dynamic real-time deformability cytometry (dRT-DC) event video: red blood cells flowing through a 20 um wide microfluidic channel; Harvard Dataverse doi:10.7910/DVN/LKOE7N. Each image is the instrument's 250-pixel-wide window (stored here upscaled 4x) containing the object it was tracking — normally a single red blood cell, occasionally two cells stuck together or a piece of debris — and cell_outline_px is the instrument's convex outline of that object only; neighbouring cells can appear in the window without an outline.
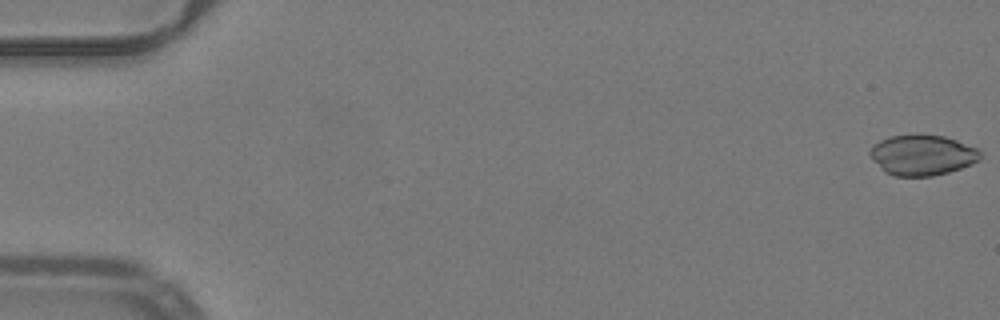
{"species": "common noctule bat (a hibernating species)", "species_latin": "Nyctalus noctula", "temperature_condition": "warm", "stored_images_in_passage": 52, "camera_frame_rate_fps": 3000, "um_per_image_px": 0.085, "animal": {"sex": "male", "body_mass_g": 19.2, "forearm_length_mm": 51.8}, "frame": {"image": 1, "passage_image": 1, "time_ms": 0.0, "image_size_px": [1000, 320], "cell_outline_px": [[980, 160], [972, 164], [948, 172], [932, 176], [896, 176], [884, 172], [872, 160], [868, 152], [872, 144], [888, 136], [916, 132], [920, 132], [944, 136], [956, 140], [976, 148], [980, 152]], "centroid_in_image_um": [78.34, 13.14], "position_along_channel_um": 6.7, "area_um2": 26.65}}
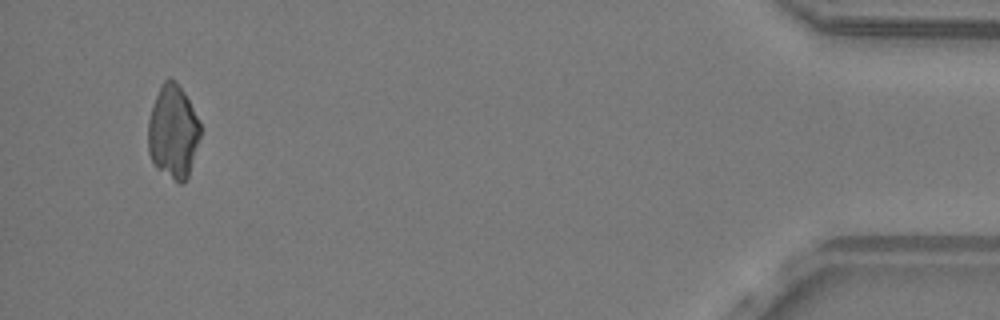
{"frame": {"image": 2, "passage_image": 50, "time_ms": 16.333, "image_size_px": [1000, 320], "cell_outline_px": [[200, 136], [188, 176], [184, 184], [180, 184], [156, 168], [148, 152], [148, 120], [152, 104], [160, 84], [168, 76], [172, 76], [184, 92], [200, 120]], "centroid_in_image_um": [14.7, 11.16], "position_along_channel_um": 420.5, "area_um2": 28.78}}